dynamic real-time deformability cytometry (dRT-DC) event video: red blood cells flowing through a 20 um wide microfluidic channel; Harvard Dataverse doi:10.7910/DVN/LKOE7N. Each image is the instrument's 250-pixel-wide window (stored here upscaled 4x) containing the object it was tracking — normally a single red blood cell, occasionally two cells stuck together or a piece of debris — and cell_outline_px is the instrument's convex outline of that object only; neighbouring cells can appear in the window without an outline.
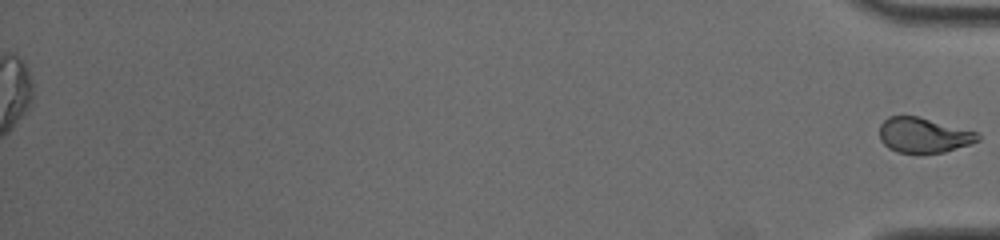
{"species": "common noctule bat (a hibernating species)", "species_latin": "Nyctalus noctula", "temperature_condition": "cold", "stored_images_in_passage": 52, "segment_of_instrument_passage": [2, 2], "camera_frame_rate_fps": 3000, "um_per_image_px": 0.085, "animal": {"sex": "male", "body_mass_g": 19.0, "forearm_length_mm": 50.8}, "frame": {"image": 1, "passage_image": 52, "time_ms": 17.0, "image_size_px": [1000, 240], "cell_outline_px": [[980, 140], [972, 144], [944, 152], [896, 152], [888, 148], [880, 140], [880, 124], [888, 116], [916, 116], [976, 132], [980, 136]], "centroid_in_image_um": [78.49, 11.49], "position_along_channel_um": 356.7, "area_um2": 19.83}}